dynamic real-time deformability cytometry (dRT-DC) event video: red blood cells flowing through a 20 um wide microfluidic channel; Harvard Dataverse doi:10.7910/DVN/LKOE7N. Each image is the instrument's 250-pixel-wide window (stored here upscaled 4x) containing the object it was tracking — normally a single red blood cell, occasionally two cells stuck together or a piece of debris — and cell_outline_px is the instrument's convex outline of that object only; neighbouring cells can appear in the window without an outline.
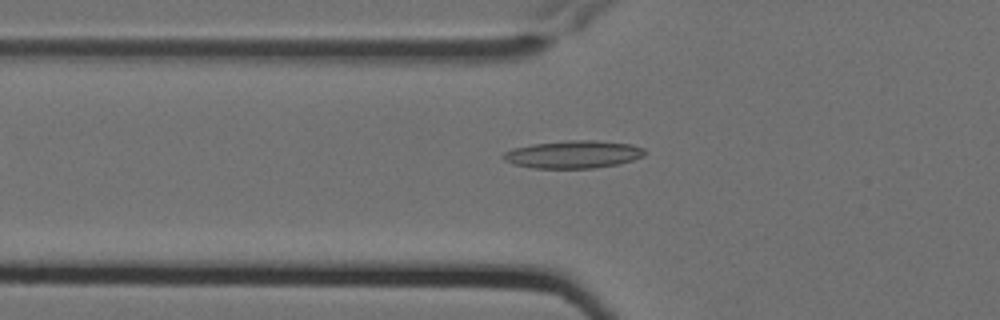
{"species": "Egyptian fruit bat (a non-hibernating species)", "species_latin": "Rousettus aegyptiacus", "temperature_condition": "cold", "stored_images_in_passage": 6, "camera_frame_rate_fps": 3000, "um_per_image_px": 0.085, "animal": {"sex": "female"}, "frame": {"image": 1, "passage_image": 6, "time_ms": 1.667, "image_size_px": [1000, 320], "cell_outline_px": [[648, 152], [644, 156], [620, 164], [596, 168], [532, 168], [512, 164], [504, 160], [500, 156], [504, 152], [512, 148], [532, 144], [568, 140], [596, 140], [632, 144], [644, 148]], "centroid_in_image_um": [48.74, 13.12], "position_along_channel_um": 77.1, "area_um2": 23.18}}